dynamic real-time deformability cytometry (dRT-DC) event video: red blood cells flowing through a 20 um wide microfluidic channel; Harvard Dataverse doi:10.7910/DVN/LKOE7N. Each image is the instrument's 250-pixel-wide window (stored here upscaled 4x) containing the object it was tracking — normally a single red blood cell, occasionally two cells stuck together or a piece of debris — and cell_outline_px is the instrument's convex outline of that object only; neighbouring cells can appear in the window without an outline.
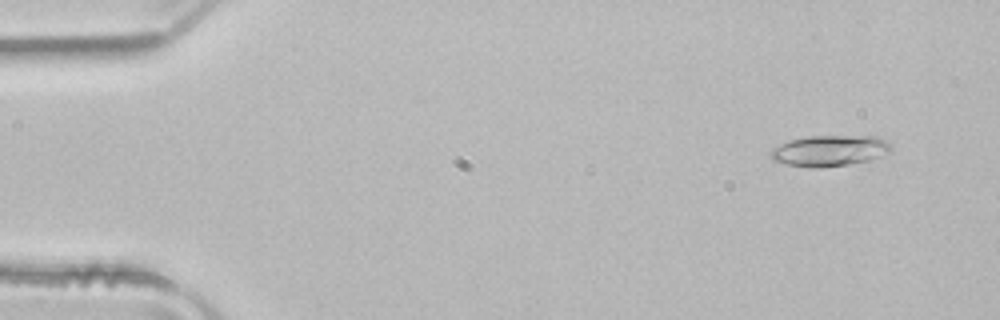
{"species": "common noctule bat (a hibernating species)", "species_latin": "Nyctalus noctula", "temperature_condition": "room temperature", "stored_images_in_passage": 51, "camera_frame_rate_fps": 3000, "um_per_image_px": 0.085, "animal": {"sex": "male", "body_mass_g": 21.5, "forearm_length_mm": 52.0}, "frame": {"image": 1, "passage_image": 4, "time_ms": 1.0, "image_size_px": [1000, 320], "cell_outline_px": [[892, 152], [872, 160], [848, 164], [820, 168], [812, 168], [788, 164], [772, 160], [772, 148], [788, 140], [808, 136], [876, 136], [888, 140], [892, 144]], "centroid_in_image_um": [70.6, 12.8], "position_along_channel_um": 14.4, "area_um2": 21.96}}
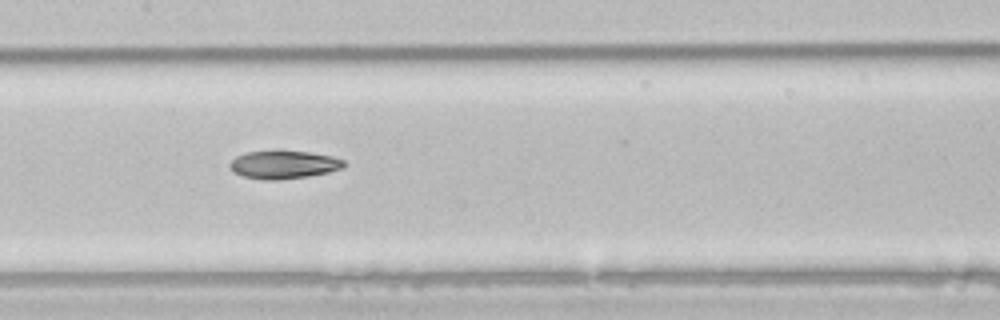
{"frame": {"image": 2, "passage_image": 25, "time_ms": 8.0, "image_size_px": [1000, 320], "cell_outline_px": [[344, 168], [328, 172], [308, 176], [276, 180], [264, 180], [244, 176], [232, 172], [228, 164], [236, 156], [244, 152], [308, 152], [332, 156], [344, 160]], "centroid_in_image_um": [24.09, 14.01], "position_along_channel_um": 183.3, "area_um2": 18.38}}
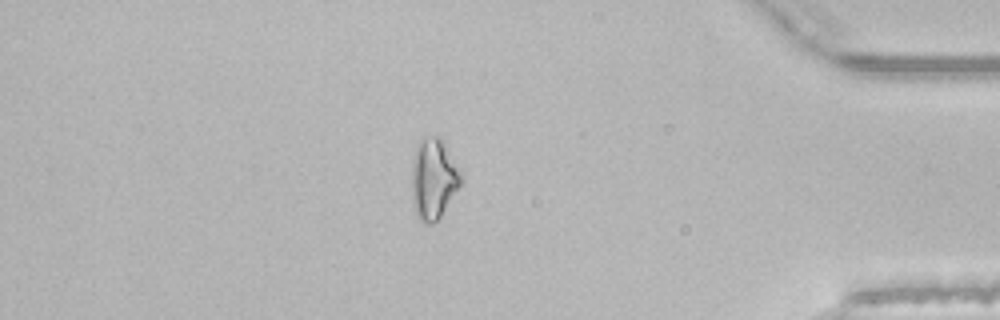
{"frame": {"image": 3, "passage_image": 44, "time_ms": 14.333, "image_size_px": [1000, 320], "cell_outline_px": [[464, 180], [440, 216], [432, 224], [428, 224], [420, 220], [416, 216], [412, 204], [412, 160], [416, 144], [432, 136], [440, 136], [444, 140], [460, 168], [464, 176]], "centroid_in_image_um": [36.87, 15.18], "position_along_channel_um": 398.3, "area_um2": 23.52}, "authors_computed_cell_mechanics": {"area_um2": 19.8832, "velocity_mm_per_s": 3.9759, "shape_relaxation_time_tau1_ms": 8.8638, "shape_relaxation_time_tau2_ms": 3.2025, "deformation_change_tau1": 0.1941, "deformation_change_tau2": 0.1001}}